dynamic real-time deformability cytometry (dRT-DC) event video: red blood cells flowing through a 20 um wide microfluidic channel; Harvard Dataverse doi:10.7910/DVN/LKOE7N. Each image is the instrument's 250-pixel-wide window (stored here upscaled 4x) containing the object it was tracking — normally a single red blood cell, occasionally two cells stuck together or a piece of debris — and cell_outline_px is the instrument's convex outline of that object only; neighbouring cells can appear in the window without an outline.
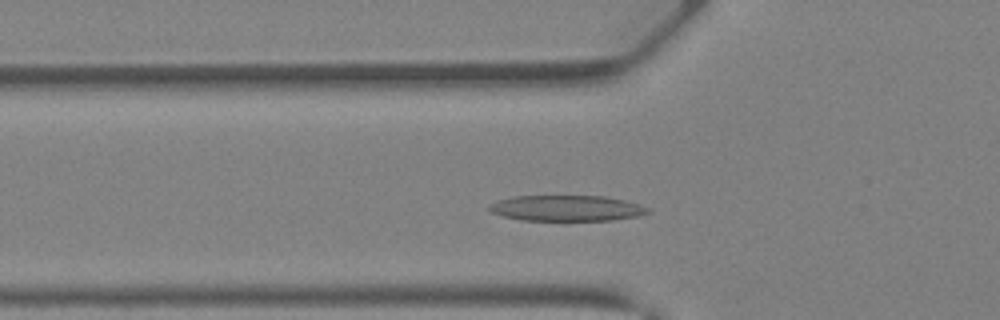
{"species": "Egyptian fruit bat (a non-hibernating species)", "species_latin": "Rousettus aegyptiacus", "temperature_condition": "warm", "stored_images_in_passage": 24, "camera_frame_rate_fps": 3000, "um_per_image_px": 0.085, "animal": {"sex": "female"}, "frame": {"image": 1, "passage_image": 2, "time_ms": 0.333, "image_size_px": [1000, 320], "cell_outline_px": [[652, 212], [640, 216], [612, 220], [520, 220], [504, 216], [492, 212], [488, 208], [488, 204], [496, 200], [516, 196], [604, 196], [624, 200], [640, 204], [652, 208]], "centroid_in_image_um": [48.22, 17.69], "position_along_channel_um": 77.6, "area_um2": 23.99}}
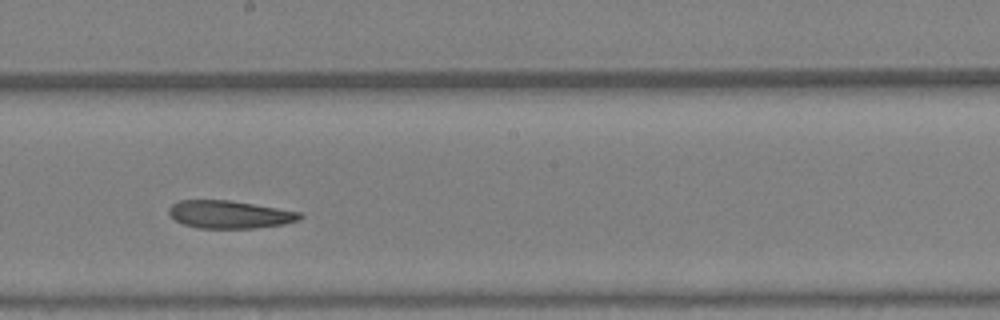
{"frame": {"image": 2, "passage_image": 11, "time_ms": 3.333, "image_size_px": [1000, 320], "cell_outline_px": [[304, 216], [300, 220], [284, 224], [252, 228], [200, 228], [184, 224], [176, 220], [168, 212], [168, 208], [172, 204], [180, 200], [228, 200], [300, 212]], "centroid_in_image_um": [19.52, 18.23], "position_along_channel_um": 228.7, "area_um2": 20.98}}
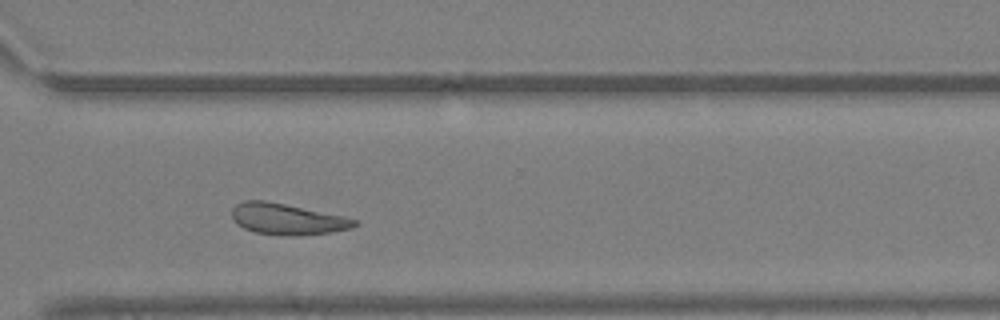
{"frame": {"image": 3, "passage_image": 18, "time_ms": 5.667, "image_size_px": [1000, 320], "cell_outline_px": [[360, 224], [352, 228], [328, 232], [300, 236], [284, 236], [256, 232], [244, 228], [232, 216], [232, 208], [236, 204], [244, 200], [264, 200], [344, 216], [360, 220]], "centroid_in_image_um": [24.46, 18.62], "position_along_channel_um": 346.1, "area_um2": 22.14}}